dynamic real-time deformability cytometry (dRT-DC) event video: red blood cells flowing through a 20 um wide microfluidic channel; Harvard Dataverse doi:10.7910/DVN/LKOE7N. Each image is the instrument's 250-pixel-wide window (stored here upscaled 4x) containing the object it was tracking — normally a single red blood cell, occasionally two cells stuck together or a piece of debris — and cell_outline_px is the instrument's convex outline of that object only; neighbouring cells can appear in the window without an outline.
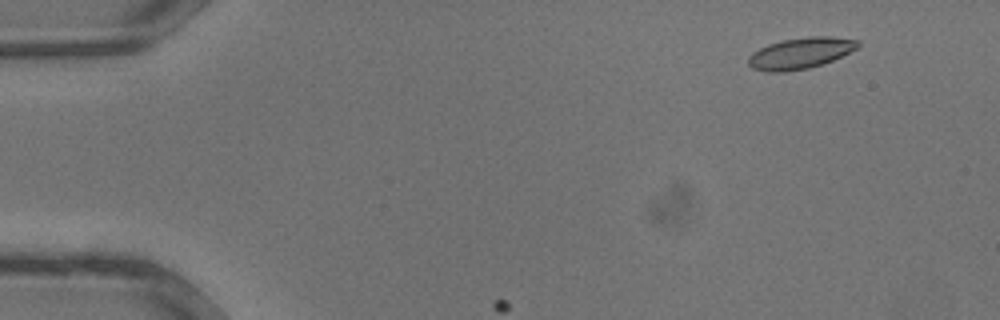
{"species": "common noctule bat (a hibernating species)", "species_latin": "Nyctalus noctula", "temperature_condition": "warm", "stored_images_in_passage": 7, "camera_frame_rate_fps": 3000, "um_per_image_px": 0.085, "animal": {"sex": "male", "body_mass_g": 13.3}, "frame": {"image": 1, "passage_image": 4, "time_ms": 1.0, "image_size_px": [1000, 320], "cell_outline_px": [[860, 44], [856, 48], [832, 60], [808, 68], [784, 72], [768, 72], [752, 68], [748, 64], [748, 56], [752, 52], [768, 44], [784, 40], [808, 36], [832, 36], [860, 40]], "centroid_in_image_um": [68.01, 4.51], "position_along_channel_um": 17.0, "area_um2": 19.77}}